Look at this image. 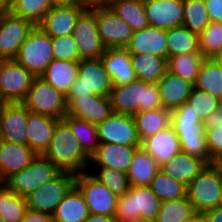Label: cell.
I'll list each match as a JSON object with an SVG mask.
<instances>
[{
  "mask_svg": "<svg viewBox=\"0 0 222 222\" xmlns=\"http://www.w3.org/2000/svg\"><path fill=\"white\" fill-rule=\"evenodd\" d=\"M27 210L25 198L0 182V216L5 222H21Z\"/></svg>",
  "mask_w": 222,
  "mask_h": 222,
  "instance_id": "38",
  "label": "cell"
},
{
  "mask_svg": "<svg viewBox=\"0 0 222 222\" xmlns=\"http://www.w3.org/2000/svg\"><path fill=\"white\" fill-rule=\"evenodd\" d=\"M204 59L201 53L176 54L167 59L168 71L194 85Z\"/></svg>",
  "mask_w": 222,
  "mask_h": 222,
  "instance_id": "36",
  "label": "cell"
},
{
  "mask_svg": "<svg viewBox=\"0 0 222 222\" xmlns=\"http://www.w3.org/2000/svg\"><path fill=\"white\" fill-rule=\"evenodd\" d=\"M150 187L161 202L187 196V185L166 175L161 169L152 179Z\"/></svg>",
  "mask_w": 222,
  "mask_h": 222,
  "instance_id": "40",
  "label": "cell"
},
{
  "mask_svg": "<svg viewBox=\"0 0 222 222\" xmlns=\"http://www.w3.org/2000/svg\"><path fill=\"white\" fill-rule=\"evenodd\" d=\"M90 6H54L37 25L45 34L52 37L73 35L78 17Z\"/></svg>",
  "mask_w": 222,
  "mask_h": 222,
  "instance_id": "19",
  "label": "cell"
},
{
  "mask_svg": "<svg viewBox=\"0 0 222 222\" xmlns=\"http://www.w3.org/2000/svg\"><path fill=\"white\" fill-rule=\"evenodd\" d=\"M213 164L219 170V173H220V176H221V179H222V158L216 160L215 162H213Z\"/></svg>",
  "mask_w": 222,
  "mask_h": 222,
  "instance_id": "57",
  "label": "cell"
},
{
  "mask_svg": "<svg viewBox=\"0 0 222 222\" xmlns=\"http://www.w3.org/2000/svg\"><path fill=\"white\" fill-rule=\"evenodd\" d=\"M99 143L141 147L133 115L113 112L97 125Z\"/></svg>",
  "mask_w": 222,
  "mask_h": 222,
  "instance_id": "14",
  "label": "cell"
},
{
  "mask_svg": "<svg viewBox=\"0 0 222 222\" xmlns=\"http://www.w3.org/2000/svg\"><path fill=\"white\" fill-rule=\"evenodd\" d=\"M206 165L203 159L180 152L160 166V169L171 178L188 185Z\"/></svg>",
  "mask_w": 222,
  "mask_h": 222,
  "instance_id": "27",
  "label": "cell"
},
{
  "mask_svg": "<svg viewBox=\"0 0 222 222\" xmlns=\"http://www.w3.org/2000/svg\"><path fill=\"white\" fill-rule=\"evenodd\" d=\"M221 190L219 170L211 163L187 185V197L194 210L203 213L219 206Z\"/></svg>",
  "mask_w": 222,
  "mask_h": 222,
  "instance_id": "7",
  "label": "cell"
},
{
  "mask_svg": "<svg viewBox=\"0 0 222 222\" xmlns=\"http://www.w3.org/2000/svg\"><path fill=\"white\" fill-rule=\"evenodd\" d=\"M22 104L33 113L63 120L67 115L65 95L41 77H35Z\"/></svg>",
  "mask_w": 222,
  "mask_h": 222,
  "instance_id": "8",
  "label": "cell"
},
{
  "mask_svg": "<svg viewBox=\"0 0 222 222\" xmlns=\"http://www.w3.org/2000/svg\"><path fill=\"white\" fill-rule=\"evenodd\" d=\"M84 222H117L114 217L90 214Z\"/></svg>",
  "mask_w": 222,
  "mask_h": 222,
  "instance_id": "55",
  "label": "cell"
},
{
  "mask_svg": "<svg viewBox=\"0 0 222 222\" xmlns=\"http://www.w3.org/2000/svg\"><path fill=\"white\" fill-rule=\"evenodd\" d=\"M162 107L175 110L187 103L194 85L167 71L157 82Z\"/></svg>",
  "mask_w": 222,
  "mask_h": 222,
  "instance_id": "25",
  "label": "cell"
},
{
  "mask_svg": "<svg viewBox=\"0 0 222 222\" xmlns=\"http://www.w3.org/2000/svg\"><path fill=\"white\" fill-rule=\"evenodd\" d=\"M53 7V0H13L7 10L37 26Z\"/></svg>",
  "mask_w": 222,
  "mask_h": 222,
  "instance_id": "39",
  "label": "cell"
},
{
  "mask_svg": "<svg viewBox=\"0 0 222 222\" xmlns=\"http://www.w3.org/2000/svg\"><path fill=\"white\" fill-rule=\"evenodd\" d=\"M131 222H155V221H151V220H144V219H137V220H133Z\"/></svg>",
  "mask_w": 222,
  "mask_h": 222,
  "instance_id": "60",
  "label": "cell"
},
{
  "mask_svg": "<svg viewBox=\"0 0 222 222\" xmlns=\"http://www.w3.org/2000/svg\"><path fill=\"white\" fill-rule=\"evenodd\" d=\"M187 104L192 107V110L197 113L203 122L206 117L222 104V101L209 92L193 87Z\"/></svg>",
  "mask_w": 222,
  "mask_h": 222,
  "instance_id": "46",
  "label": "cell"
},
{
  "mask_svg": "<svg viewBox=\"0 0 222 222\" xmlns=\"http://www.w3.org/2000/svg\"><path fill=\"white\" fill-rule=\"evenodd\" d=\"M112 111L134 115L137 112L162 108L157 83L135 79L131 83L113 86L109 95Z\"/></svg>",
  "mask_w": 222,
  "mask_h": 222,
  "instance_id": "2",
  "label": "cell"
},
{
  "mask_svg": "<svg viewBox=\"0 0 222 222\" xmlns=\"http://www.w3.org/2000/svg\"><path fill=\"white\" fill-rule=\"evenodd\" d=\"M140 141L169 127L172 121V111L159 108L137 112L133 115Z\"/></svg>",
  "mask_w": 222,
  "mask_h": 222,
  "instance_id": "31",
  "label": "cell"
},
{
  "mask_svg": "<svg viewBox=\"0 0 222 222\" xmlns=\"http://www.w3.org/2000/svg\"><path fill=\"white\" fill-rule=\"evenodd\" d=\"M219 206L222 207V190H221V194H220V202H219Z\"/></svg>",
  "mask_w": 222,
  "mask_h": 222,
  "instance_id": "61",
  "label": "cell"
},
{
  "mask_svg": "<svg viewBox=\"0 0 222 222\" xmlns=\"http://www.w3.org/2000/svg\"><path fill=\"white\" fill-rule=\"evenodd\" d=\"M73 36L81 60L101 58L106 50L97 32L95 14L89 8L78 17Z\"/></svg>",
  "mask_w": 222,
  "mask_h": 222,
  "instance_id": "15",
  "label": "cell"
},
{
  "mask_svg": "<svg viewBox=\"0 0 222 222\" xmlns=\"http://www.w3.org/2000/svg\"><path fill=\"white\" fill-rule=\"evenodd\" d=\"M78 67L79 62L53 59L40 77L66 95L78 77Z\"/></svg>",
  "mask_w": 222,
  "mask_h": 222,
  "instance_id": "29",
  "label": "cell"
},
{
  "mask_svg": "<svg viewBox=\"0 0 222 222\" xmlns=\"http://www.w3.org/2000/svg\"><path fill=\"white\" fill-rule=\"evenodd\" d=\"M171 125L177 135L205 133L202 120L187 103L172 111Z\"/></svg>",
  "mask_w": 222,
  "mask_h": 222,
  "instance_id": "42",
  "label": "cell"
},
{
  "mask_svg": "<svg viewBox=\"0 0 222 222\" xmlns=\"http://www.w3.org/2000/svg\"><path fill=\"white\" fill-rule=\"evenodd\" d=\"M141 147L153 157L159 166L181 152L180 140L172 125L144 139Z\"/></svg>",
  "mask_w": 222,
  "mask_h": 222,
  "instance_id": "22",
  "label": "cell"
},
{
  "mask_svg": "<svg viewBox=\"0 0 222 222\" xmlns=\"http://www.w3.org/2000/svg\"><path fill=\"white\" fill-rule=\"evenodd\" d=\"M215 59H218L220 63L222 64V57H215Z\"/></svg>",
  "mask_w": 222,
  "mask_h": 222,
  "instance_id": "63",
  "label": "cell"
},
{
  "mask_svg": "<svg viewBox=\"0 0 222 222\" xmlns=\"http://www.w3.org/2000/svg\"><path fill=\"white\" fill-rule=\"evenodd\" d=\"M144 8L151 27L167 30L182 26L183 0H144Z\"/></svg>",
  "mask_w": 222,
  "mask_h": 222,
  "instance_id": "18",
  "label": "cell"
},
{
  "mask_svg": "<svg viewBox=\"0 0 222 222\" xmlns=\"http://www.w3.org/2000/svg\"><path fill=\"white\" fill-rule=\"evenodd\" d=\"M194 88L209 92L222 101V64L218 59H204Z\"/></svg>",
  "mask_w": 222,
  "mask_h": 222,
  "instance_id": "34",
  "label": "cell"
},
{
  "mask_svg": "<svg viewBox=\"0 0 222 222\" xmlns=\"http://www.w3.org/2000/svg\"><path fill=\"white\" fill-rule=\"evenodd\" d=\"M35 76L14 59L0 60V104L22 103Z\"/></svg>",
  "mask_w": 222,
  "mask_h": 222,
  "instance_id": "10",
  "label": "cell"
},
{
  "mask_svg": "<svg viewBox=\"0 0 222 222\" xmlns=\"http://www.w3.org/2000/svg\"><path fill=\"white\" fill-rule=\"evenodd\" d=\"M161 201L150 186H133L118 196L114 218L117 222H131L137 219L155 221Z\"/></svg>",
  "mask_w": 222,
  "mask_h": 222,
  "instance_id": "3",
  "label": "cell"
},
{
  "mask_svg": "<svg viewBox=\"0 0 222 222\" xmlns=\"http://www.w3.org/2000/svg\"><path fill=\"white\" fill-rule=\"evenodd\" d=\"M194 210L188 197L161 202L155 222H182L190 218Z\"/></svg>",
  "mask_w": 222,
  "mask_h": 222,
  "instance_id": "43",
  "label": "cell"
},
{
  "mask_svg": "<svg viewBox=\"0 0 222 222\" xmlns=\"http://www.w3.org/2000/svg\"><path fill=\"white\" fill-rule=\"evenodd\" d=\"M89 9L95 14L97 32L105 48H125L133 35L132 28L106 4H93Z\"/></svg>",
  "mask_w": 222,
  "mask_h": 222,
  "instance_id": "11",
  "label": "cell"
},
{
  "mask_svg": "<svg viewBox=\"0 0 222 222\" xmlns=\"http://www.w3.org/2000/svg\"><path fill=\"white\" fill-rule=\"evenodd\" d=\"M131 64L137 79L157 83L168 71L167 58L153 54H131Z\"/></svg>",
  "mask_w": 222,
  "mask_h": 222,
  "instance_id": "32",
  "label": "cell"
},
{
  "mask_svg": "<svg viewBox=\"0 0 222 222\" xmlns=\"http://www.w3.org/2000/svg\"><path fill=\"white\" fill-rule=\"evenodd\" d=\"M76 174L62 171L57 177L25 197L27 209L52 215L57 205L75 185Z\"/></svg>",
  "mask_w": 222,
  "mask_h": 222,
  "instance_id": "9",
  "label": "cell"
},
{
  "mask_svg": "<svg viewBox=\"0 0 222 222\" xmlns=\"http://www.w3.org/2000/svg\"><path fill=\"white\" fill-rule=\"evenodd\" d=\"M38 154L28 145L0 139V182L32 163Z\"/></svg>",
  "mask_w": 222,
  "mask_h": 222,
  "instance_id": "21",
  "label": "cell"
},
{
  "mask_svg": "<svg viewBox=\"0 0 222 222\" xmlns=\"http://www.w3.org/2000/svg\"><path fill=\"white\" fill-rule=\"evenodd\" d=\"M21 222H54L52 215L27 209Z\"/></svg>",
  "mask_w": 222,
  "mask_h": 222,
  "instance_id": "51",
  "label": "cell"
},
{
  "mask_svg": "<svg viewBox=\"0 0 222 222\" xmlns=\"http://www.w3.org/2000/svg\"><path fill=\"white\" fill-rule=\"evenodd\" d=\"M108 0H90L92 4H105Z\"/></svg>",
  "mask_w": 222,
  "mask_h": 222,
  "instance_id": "59",
  "label": "cell"
},
{
  "mask_svg": "<svg viewBox=\"0 0 222 222\" xmlns=\"http://www.w3.org/2000/svg\"><path fill=\"white\" fill-rule=\"evenodd\" d=\"M61 172L50 160L38 155L32 163L13 173L3 183L15 194L25 198L38 187L57 177Z\"/></svg>",
  "mask_w": 222,
  "mask_h": 222,
  "instance_id": "6",
  "label": "cell"
},
{
  "mask_svg": "<svg viewBox=\"0 0 222 222\" xmlns=\"http://www.w3.org/2000/svg\"><path fill=\"white\" fill-rule=\"evenodd\" d=\"M182 222H205V218H204L203 213L196 212L190 218Z\"/></svg>",
  "mask_w": 222,
  "mask_h": 222,
  "instance_id": "56",
  "label": "cell"
},
{
  "mask_svg": "<svg viewBox=\"0 0 222 222\" xmlns=\"http://www.w3.org/2000/svg\"><path fill=\"white\" fill-rule=\"evenodd\" d=\"M210 21L222 22V0H204Z\"/></svg>",
  "mask_w": 222,
  "mask_h": 222,
  "instance_id": "50",
  "label": "cell"
},
{
  "mask_svg": "<svg viewBox=\"0 0 222 222\" xmlns=\"http://www.w3.org/2000/svg\"><path fill=\"white\" fill-rule=\"evenodd\" d=\"M34 27L31 21L0 9V60L14 59Z\"/></svg>",
  "mask_w": 222,
  "mask_h": 222,
  "instance_id": "13",
  "label": "cell"
},
{
  "mask_svg": "<svg viewBox=\"0 0 222 222\" xmlns=\"http://www.w3.org/2000/svg\"><path fill=\"white\" fill-rule=\"evenodd\" d=\"M87 171H89L90 174L100 183L106 185L117 196L123 195L130 189L126 173L120 170L104 167H92L88 168Z\"/></svg>",
  "mask_w": 222,
  "mask_h": 222,
  "instance_id": "44",
  "label": "cell"
},
{
  "mask_svg": "<svg viewBox=\"0 0 222 222\" xmlns=\"http://www.w3.org/2000/svg\"><path fill=\"white\" fill-rule=\"evenodd\" d=\"M42 156L61 171L78 174L89 168L90 158L83 152L78 139L64 120L56 123L50 144Z\"/></svg>",
  "mask_w": 222,
  "mask_h": 222,
  "instance_id": "1",
  "label": "cell"
},
{
  "mask_svg": "<svg viewBox=\"0 0 222 222\" xmlns=\"http://www.w3.org/2000/svg\"><path fill=\"white\" fill-rule=\"evenodd\" d=\"M54 6H91L90 0H53Z\"/></svg>",
  "mask_w": 222,
  "mask_h": 222,
  "instance_id": "54",
  "label": "cell"
},
{
  "mask_svg": "<svg viewBox=\"0 0 222 222\" xmlns=\"http://www.w3.org/2000/svg\"><path fill=\"white\" fill-rule=\"evenodd\" d=\"M203 125H222V104L205 118Z\"/></svg>",
  "mask_w": 222,
  "mask_h": 222,
  "instance_id": "52",
  "label": "cell"
},
{
  "mask_svg": "<svg viewBox=\"0 0 222 222\" xmlns=\"http://www.w3.org/2000/svg\"><path fill=\"white\" fill-rule=\"evenodd\" d=\"M75 186L83 195L90 214L115 216L118 196L89 171L76 174Z\"/></svg>",
  "mask_w": 222,
  "mask_h": 222,
  "instance_id": "12",
  "label": "cell"
},
{
  "mask_svg": "<svg viewBox=\"0 0 222 222\" xmlns=\"http://www.w3.org/2000/svg\"><path fill=\"white\" fill-rule=\"evenodd\" d=\"M54 59L51 37L37 26L28 34L14 60L40 77Z\"/></svg>",
  "mask_w": 222,
  "mask_h": 222,
  "instance_id": "5",
  "label": "cell"
},
{
  "mask_svg": "<svg viewBox=\"0 0 222 222\" xmlns=\"http://www.w3.org/2000/svg\"><path fill=\"white\" fill-rule=\"evenodd\" d=\"M125 49L130 54H153L168 59L166 30L149 26L134 31Z\"/></svg>",
  "mask_w": 222,
  "mask_h": 222,
  "instance_id": "23",
  "label": "cell"
},
{
  "mask_svg": "<svg viewBox=\"0 0 222 222\" xmlns=\"http://www.w3.org/2000/svg\"><path fill=\"white\" fill-rule=\"evenodd\" d=\"M205 222H222V207L209 209L203 212Z\"/></svg>",
  "mask_w": 222,
  "mask_h": 222,
  "instance_id": "53",
  "label": "cell"
},
{
  "mask_svg": "<svg viewBox=\"0 0 222 222\" xmlns=\"http://www.w3.org/2000/svg\"><path fill=\"white\" fill-rule=\"evenodd\" d=\"M67 115L98 125L112 113L109 97L93 94L80 98H66Z\"/></svg>",
  "mask_w": 222,
  "mask_h": 222,
  "instance_id": "17",
  "label": "cell"
},
{
  "mask_svg": "<svg viewBox=\"0 0 222 222\" xmlns=\"http://www.w3.org/2000/svg\"><path fill=\"white\" fill-rule=\"evenodd\" d=\"M111 77L105 71L101 58L79 61L78 77L71 85L66 98H80L97 94L109 97L112 90Z\"/></svg>",
  "mask_w": 222,
  "mask_h": 222,
  "instance_id": "4",
  "label": "cell"
},
{
  "mask_svg": "<svg viewBox=\"0 0 222 222\" xmlns=\"http://www.w3.org/2000/svg\"><path fill=\"white\" fill-rule=\"evenodd\" d=\"M222 47V22L211 21L199 35L200 53L205 58H215Z\"/></svg>",
  "mask_w": 222,
  "mask_h": 222,
  "instance_id": "45",
  "label": "cell"
},
{
  "mask_svg": "<svg viewBox=\"0 0 222 222\" xmlns=\"http://www.w3.org/2000/svg\"><path fill=\"white\" fill-rule=\"evenodd\" d=\"M59 119L29 112L27 121V145L38 155H42L52 139Z\"/></svg>",
  "mask_w": 222,
  "mask_h": 222,
  "instance_id": "26",
  "label": "cell"
},
{
  "mask_svg": "<svg viewBox=\"0 0 222 222\" xmlns=\"http://www.w3.org/2000/svg\"><path fill=\"white\" fill-rule=\"evenodd\" d=\"M216 57H222V47L220 53Z\"/></svg>",
  "mask_w": 222,
  "mask_h": 222,
  "instance_id": "62",
  "label": "cell"
},
{
  "mask_svg": "<svg viewBox=\"0 0 222 222\" xmlns=\"http://www.w3.org/2000/svg\"><path fill=\"white\" fill-rule=\"evenodd\" d=\"M160 166L142 147L135 151L129 170L126 173L130 187L150 186Z\"/></svg>",
  "mask_w": 222,
  "mask_h": 222,
  "instance_id": "30",
  "label": "cell"
},
{
  "mask_svg": "<svg viewBox=\"0 0 222 222\" xmlns=\"http://www.w3.org/2000/svg\"><path fill=\"white\" fill-rule=\"evenodd\" d=\"M209 155V164L222 158V125H203Z\"/></svg>",
  "mask_w": 222,
  "mask_h": 222,
  "instance_id": "49",
  "label": "cell"
},
{
  "mask_svg": "<svg viewBox=\"0 0 222 222\" xmlns=\"http://www.w3.org/2000/svg\"><path fill=\"white\" fill-rule=\"evenodd\" d=\"M0 222H5L1 216H0Z\"/></svg>",
  "mask_w": 222,
  "mask_h": 222,
  "instance_id": "64",
  "label": "cell"
},
{
  "mask_svg": "<svg viewBox=\"0 0 222 222\" xmlns=\"http://www.w3.org/2000/svg\"><path fill=\"white\" fill-rule=\"evenodd\" d=\"M89 215L84 197L74 185L57 205L52 218L54 222H84Z\"/></svg>",
  "mask_w": 222,
  "mask_h": 222,
  "instance_id": "28",
  "label": "cell"
},
{
  "mask_svg": "<svg viewBox=\"0 0 222 222\" xmlns=\"http://www.w3.org/2000/svg\"><path fill=\"white\" fill-rule=\"evenodd\" d=\"M168 57L176 54L200 53L199 35L182 26L166 30Z\"/></svg>",
  "mask_w": 222,
  "mask_h": 222,
  "instance_id": "35",
  "label": "cell"
},
{
  "mask_svg": "<svg viewBox=\"0 0 222 222\" xmlns=\"http://www.w3.org/2000/svg\"><path fill=\"white\" fill-rule=\"evenodd\" d=\"M105 4L133 31L143 30L150 26L144 8V1L108 0Z\"/></svg>",
  "mask_w": 222,
  "mask_h": 222,
  "instance_id": "33",
  "label": "cell"
},
{
  "mask_svg": "<svg viewBox=\"0 0 222 222\" xmlns=\"http://www.w3.org/2000/svg\"><path fill=\"white\" fill-rule=\"evenodd\" d=\"M101 60L113 86L131 83L136 79L131 54L125 48H108L101 56Z\"/></svg>",
  "mask_w": 222,
  "mask_h": 222,
  "instance_id": "24",
  "label": "cell"
},
{
  "mask_svg": "<svg viewBox=\"0 0 222 222\" xmlns=\"http://www.w3.org/2000/svg\"><path fill=\"white\" fill-rule=\"evenodd\" d=\"M184 18L182 25L200 35L209 25L210 18L204 0H183Z\"/></svg>",
  "mask_w": 222,
  "mask_h": 222,
  "instance_id": "41",
  "label": "cell"
},
{
  "mask_svg": "<svg viewBox=\"0 0 222 222\" xmlns=\"http://www.w3.org/2000/svg\"><path fill=\"white\" fill-rule=\"evenodd\" d=\"M178 137L181 144V152L199 157L209 164L205 133H190L178 135Z\"/></svg>",
  "mask_w": 222,
  "mask_h": 222,
  "instance_id": "47",
  "label": "cell"
},
{
  "mask_svg": "<svg viewBox=\"0 0 222 222\" xmlns=\"http://www.w3.org/2000/svg\"><path fill=\"white\" fill-rule=\"evenodd\" d=\"M29 110L22 103L0 104V139L27 145Z\"/></svg>",
  "mask_w": 222,
  "mask_h": 222,
  "instance_id": "16",
  "label": "cell"
},
{
  "mask_svg": "<svg viewBox=\"0 0 222 222\" xmlns=\"http://www.w3.org/2000/svg\"><path fill=\"white\" fill-rule=\"evenodd\" d=\"M13 0H0V9H7Z\"/></svg>",
  "mask_w": 222,
  "mask_h": 222,
  "instance_id": "58",
  "label": "cell"
},
{
  "mask_svg": "<svg viewBox=\"0 0 222 222\" xmlns=\"http://www.w3.org/2000/svg\"><path fill=\"white\" fill-rule=\"evenodd\" d=\"M63 120L78 139L83 152L90 158L99 145L97 125L66 115Z\"/></svg>",
  "mask_w": 222,
  "mask_h": 222,
  "instance_id": "37",
  "label": "cell"
},
{
  "mask_svg": "<svg viewBox=\"0 0 222 222\" xmlns=\"http://www.w3.org/2000/svg\"><path fill=\"white\" fill-rule=\"evenodd\" d=\"M54 59L79 62V52L73 35L51 38Z\"/></svg>",
  "mask_w": 222,
  "mask_h": 222,
  "instance_id": "48",
  "label": "cell"
},
{
  "mask_svg": "<svg viewBox=\"0 0 222 222\" xmlns=\"http://www.w3.org/2000/svg\"><path fill=\"white\" fill-rule=\"evenodd\" d=\"M138 148L140 147L99 143L96 151L90 157L89 168L104 167L127 173L135 151Z\"/></svg>",
  "mask_w": 222,
  "mask_h": 222,
  "instance_id": "20",
  "label": "cell"
}]
</instances>
